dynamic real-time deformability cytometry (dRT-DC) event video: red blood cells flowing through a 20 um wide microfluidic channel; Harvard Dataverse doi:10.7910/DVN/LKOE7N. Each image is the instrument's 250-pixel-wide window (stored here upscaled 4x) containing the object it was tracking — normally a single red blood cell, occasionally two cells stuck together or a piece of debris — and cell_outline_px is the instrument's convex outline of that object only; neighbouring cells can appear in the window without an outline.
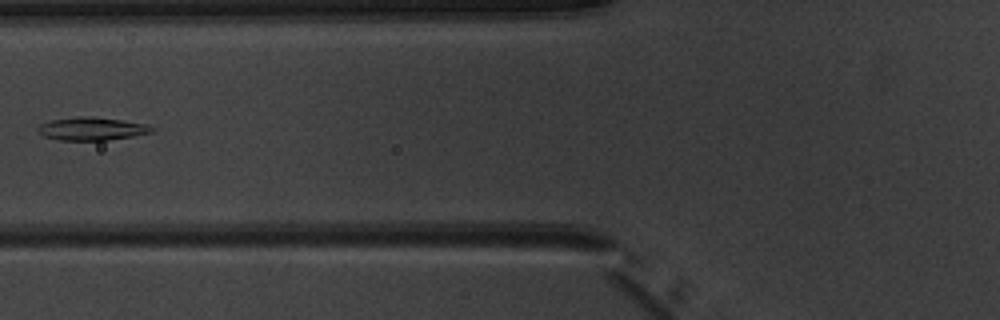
{"species": "common noctule bat (a hibernating species)", "species_latin": "Nyctalus noctula", "temperature_condition": "warm", "stored_images_in_passage": 7, "camera_frame_rate_fps": 3000, "um_per_image_px": 0.085, "animal": {"sex": "male", "body_mass_g": 20.1, "forearm_length_mm": 53.5}, "frame": {"image": 1, "passage_image": 6, "time_ms": 6.667, "image_size_px": [1000, 320], "cell_outline_px": [[156, 128], [152, 132], [132, 136], [108, 140], [60, 140], [44, 136], [36, 128], [40, 124], [52, 120], [76, 116], [92, 116], [148, 124]], "centroid_in_image_um": [7.82, 10.94], "position_along_channel_um": 118.0, "area_um2": 15.26}}
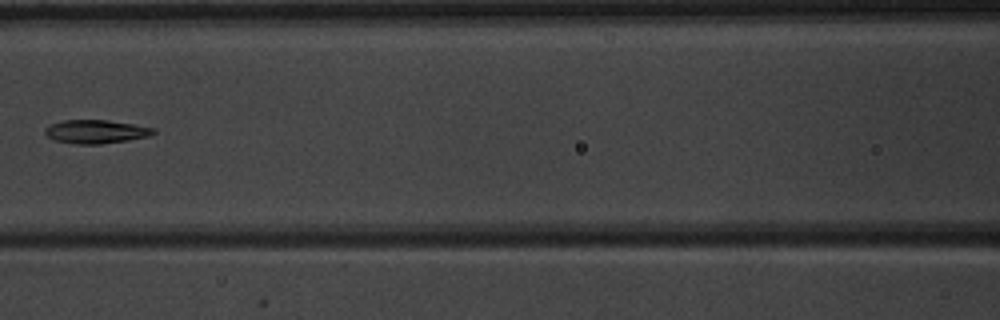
{"frame": {"image": 2, "passage_image": 7, "time_ms": 7.667, "image_size_px": [1000, 320], "cell_outline_px": [[156, 132], [152, 136], [128, 140], [100, 144], [72, 144], [52, 140], [44, 132], [44, 128], [48, 124], [64, 120], [108, 120], [156, 128]], "centroid_in_image_um": [8.13, 11.19], "position_along_channel_um": 158.5, "area_um2": 15.14}}